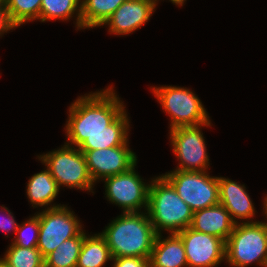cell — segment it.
I'll return each instance as SVG.
<instances>
[{
    "instance_id": "cell-19",
    "label": "cell",
    "mask_w": 267,
    "mask_h": 267,
    "mask_svg": "<svg viewBox=\"0 0 267 267\" xmlns=\"http://www.w3.org/2000/svg\"><path fill=\"white\" fill-rule=\"evenodd\" d=\"M125 0H81V29L100 27Z\"/></svg>"
},
{
    "instance_id": "cell-9",
    "label": "cell",
    "mask_w": 267,
    "mask_h": 267,
    "mask_svg": "<svg viewBox=\"0 0 267 267\" xmlns=\"http://www.w3.org/2000/svg\"><path fill=\"white\" fill-rule=\"evenodd\" d=\"M202 126H211V120L204 125L178 127L170 130V144L173 153L180 161L175 170L207 171L209 156L201 131Z\"/></svg>"
},
{
    "instance_id": "cell-18",
    "label": "cell",
    "mask_w": 267,
    "mask_h": 267,
    "mask_svg": "<svg viewBox=\"0 0 267 267\" xmlns=\"http://www.w3.org/2000/svg\"><path fill=\"white\" fill-rule=\"evenodd\" d=\"M108 261L112 256L104 237L100 233L87 236L84 232L76 267H103Z\"/></svg>"
},
{
    "instance_id": "cell-21",
    "label": "cell",
    "mask_w": 267,
    "mask_h": 267,
    "mask_svg": "<svg viewBox=\"0 0 267 267\" xmlns=\"http://www.w3.org/2000/svg\"><path fill=\"white\" fill-rule=\"evenodd\" d=\"M84 240V230L77 236L65 240L45 258V267H76Z\"/></svg>"
},
{
    "instance_id": "cell-17",
    "label": "cell",
    "mask_w": 267,
    "mask_h": 267,
    "mask_svg": "<svg viewBox=\"0 0 267 267\" xmlns=\"http://www.w3.org/2000/svg\"><path fill=\"white\" fill-rule=\"evenodd\" d=\"M59 191L60 188L56 180L52 177L47 168L30 177L26 187V194L33 208H42V206H44L45 209H50L62 206L61 204H51L58 196ZM48 205H50V207Z\"/></svg>"
},
{
    "instance_id": "cell-8",
    "label": "cell",
    "mask_w": 267,
    "mask_h": 267,
    "mask_svg": "<svg viewBox=\"0 0 267 267\" xmlns=\"http://www.w3.org/2000/svg\"><path fill=\"white\" fill-rule=\"evenodd\" d=\"M36 215L39 217V237L36 248L44 258L65 240L77 236L83 230L80 220L67 205L43 209Z\"/></svg>"
},
{
    "instance_id": "cell-31",
    "label": "cell",
    "mask_w": 267,
    "mask_h": 267,
    "mask_svg": "<svg viewBox=\"0 0 267 267\" xmlns=\"http://www.w3.org/2000/svg\"><path fill=\"white\" fill-rule=\"evenodd\" d=\"M151 1H153L157 5V2H159L160 0H151Z\"/></svg>"
},
{
    "instance_id": "cell-3",
    "label": "cell",
    "mask_w": 267,
    "mask_h": 267,
    "mask_svg": "<svg viewBox=\"0 0 267 267\" xmlns=\"http://www.w3.org/2000/svg\"><path fill=\"white\" fill-rule=\"evenodd\" d=\"M146 211L157 235L162 230L177 234L190 227L193 218V210L163 175L151 179Z\"/></svg>"
},
{
    "instance_id": "cell-24",
    "label": "cell",
    "mask_w": 267,
    "mask_h": 267,
    "mask_svg": "<svg viewBox=\"0 0 267 267\" xmlns=\"http://www.w3.org/2000/svg\"><path fill=\"white\" fill-rule=\"evenodd\" d=\"M31 233V234H30ZM15 237L10 245L23 248L37 247L39 237V217L35 214L27 221L19 224Z\"/></svg>"
},
{
    "instance_id": "cell-16",
    "label": "cell",
    "mask_w": 267,
    "mask_h": 267,
    "mask_svg": "<svg viewBox=\"0 0 267 267\" xmlns=\"http://www.w3.org/2000/svg\"><path fill=\"white\" fill-rule=\"evenodd\" d=\"M156 236L149 258L150 267H188L184 244L177 234ZM163 238V239H162Z\"/></svg>"
},
{
    "instance_id": "cell-20",
    "label": "cell",
    "mask_w": 267,
    "mask_h": 267,
    "mask_svg": "<svg viewBox=\"0 0 267 267\" xmlns=\"http://www.w3.org/2000/svg\"><path fill=\"white\" fill-rule=\"evenodd\" d=\"M76 14V17L74 16ZM75 17L77 29H81V0H42L40 22L70 20Z\"/></svg>"
},
{
    "instance_id": "cell-15",
    "label": "cell",
    "mask_w": 267,
    "mask_h": 267,
    "mask_svg": "<svg viewBox=\"0 0 267 267\" xmlns=\"http://www.w3.org/2000/svg\"><path fill=\"white\" fill-rule=\"evenodd\" d=\"M234 226L235 223L228 211L221 203H218L209 208L194 211L190 228L214 235L226 242Z\"/></svg>"
},
{
    "instance_id": "cell-13",
    "label": "cell",
    "mask_w": 267,
    "mask_h": 267,
    "mask_svg": "<svg viewBox=\"0 0 267 267\" xmlns=\"http://www.w3.org/2000/svg\"><path fill=\"white\" fill-rule=\"evenodd\" d=\"M156 6L151 0H125L102 26H109L110 34H130L150 20Z\"/></svg>"
},
{
    "instance_id": "cell-5",
    "label": "cell",
    "mask_w": 267,
    "mask_h": 267,
    "mask_svg": "<svg viewBox=\"0 0 267 267\" xmlns=\"http://www.w3.org/2000/svg\"><path fill=\"white\" fill-rule=\"evenodd\" d=\"M64 144L37 158L47 167L59 188L64 186L94 193L95 183L90 176L84 153L77 147Z\"/></svg>"
},
{
    "instance_id": "cell-12",
    "label": "cell",
    "mask_w": 267,
    "mask_h": 267,
    "mask_svg": "<svg viewBox=\"0 0 267 267\" xmlns=\"http://www.w3.org/2000/svg\"><path fill=\"white\" fill-rule=\"evenodd\" d=\"M80 151L84 153L94 183L124 173L137 163L136 154L129 149L128 145Z\"/></svg>"
},
{
    "instance_id": "cell-30",
    "label": "cell",
    "mask_w": 267,
    "mask_h": 267,
    "mask_svg": "<svg viewBox=\"0 0 267 267\" xmlns=\"http://www.w3.org/2000/svg\"><path fill=\"white\" fill-rule=\"evenodd\" d=\"M0 267H10L0 258Z\"/></svg>"
},
{
    "instance_id": "cell-22",
    "label": "cell",
    "mask_w": 267,
    "mask_h": 267,
    "mask_svg": "<svg viewBox=\"0 0 267 267\" xmlns=\"http://www.w3.org/2000/svg\"><path fill=\"white\" fill-rule=\"evenodd\" d=\"M42 0H5L11 22L16 26L33 20H40Z\"/></svg>"
},
{
    "instance_id": "cell-25",
    "label": "cell",
    "mask_w": 267,
    "mask_h": 267,
    "mask_svg": "<svg viewBox=\"0 0 267 267\" xmlns=\"http://www.w3.org/2000/svg\"><path fill=\"white\" fill-rule=\"evenodd\" d=\"M112 261V267H150L149 258L143 257H116Z\"/></svg>"
},
{
    "instance_id": "cell-7",
    "label": "cell",
    "mask_w": 267,
    "mask_h": 267,
    "mask_svg": "<svg viewBox=\"0 0 267 267\" xmlns=\"http://www.w3.org/2000/svg\"><path fill=\"white\" fill-rule=\"evenodd\" d=\"M162 175L193 212L219 203L218 177L207 171L173 170Z\"/></svg>"
},
{
    "instance_id": "cell-11",
    "label": "cell",
    "mask_w": 267,
    "mask_h": 267,
    "mask_svg": "<svg viewBox=\"0 0 267 267\" xmlns=\"http://www.w3.org/2000/svg\"><path fill=\"white\" fill-rule=\"evenodd\" d=\"M177 235L181 238L188 267H217L225 261V241L188 227Z\"/></svg>"
},
{
    "instance_id": "cell-4",
    "label": "cell",
    "mask_w": 267,
    "mask_h": 267,
    "mask_svg": "<svg viewBox=\"0 0 267 267\" xmlns=\"http://www.w3.org/2000/svg\"><path fill=\"white\" fill-rule=\"evenodd\" d=\"M225 260L232 267H267V221L235 224L225 242Z\"/></svg>"
},
{
    "instance_id": "cell-1",
    "label": "cell",
    "mask_w": 267,
    "mask_h": 267,
    "mask_svg": "<svg viewBox=\"0 0 267 267\" xmlns=\"http://www.w3.org/2000/svg\"><path fill=\"white\" fill-rule=\"evenodd\" d=\"M66 144L79 150L129 145V119L112 87L79 96L69 107Z\"/></svg>"
},
{
    "instance_id": "cell-10",
    "label": "cell",
    "mask_w": 267,
    "mask_h": 267,
    "mask_svg": "<svg viewBox=\"0 0 267 267\" xmlns=\"http://www.w3.org/2000/svg\"><path fill=\"white\" fill-rule=\"evenodd\" d=\"M128 171L104 178L105 195L112 204L123 209V213L145 211L148 206L149 186L135 171V166Z\"/></svg>"
},
{
    "instance_id": "cell-23",
    "label": "cell",
    "mask_w": 267,
    "mask_h": 267,
    "mask_svg": "<svg viewBox=\"0 0 267 267\" xmlns=\"http://www.w3.org/2000/svg\"><path fill=\"white\" fill-rule=\"evenodd\" d=\"M1 259L10 267H45L44 257L36 247L9 245Z\"/></svg>"
},
{
    "instance_id": "cell-6",
    "label": "cell",
    "mask_w": 267,
    "mask_h": 267,
    "mask_svg": "<svg viewBox=\"0 0 267 267\" xmlns=\"http://www.w3.org/2000/svg\"><path fill=\"white\" fill-rule=\"evenodd\" d=\"M151 90L171 119L170 130L204 125L210 121L204 105L189 88L162 85Z\"/></svg>"
},
{
    "instance_id": "cell-14",
    "label": "cell",
    "mask_w": 267,
    "mask_h": 267,
    "mask_svg": "<svg viewBox=\"0 0 267 267\" xmlns=\"http://www.w3.org/2000/svg\"><path fill=\"white\" fill-rule=\"evenodd\" d=\"M219 203L228 211L232 221L238 224V220H246V223L255 216V208L245 185L238 184L229 178L218 177Z\"/></svg>"
},
{
    "instance_id": "cell-27",
    "label": "cell",
    "mask_w": 267,
    "mask_h": 267,
    "mask_svg": "<svg viewBox=\"0 0 267 267\" xmlns=\"http://www.w3.org/2000/svg\"><path fill=\"white\" fill-rule=\"evenodd\" d=\"M16 26L11 22L5 2L0 1V36L4 35L10 30L15 29Z\"/></svg>"
},
{
    "instance_id": "cell-28",
    "label": "cell",
    "mask_w": 267,
    "mask_h": 267,
    "mask_svg": "<svg viewBox=\"0 0 267 267\" xmlns=\"http://www.w3.org/2000/svg\"><path fill=\"white\" fill-rule=\"evenodd\" d=\"M170 2H172L173 4L175 5H178V6H183L184 5V2L186 0H169Z\"/></svg>"
},
{
    "instance_id": "cell-29",
    "label": "cell",
    "mask_w": 267,
    "mask_h": 267,
    "mask_svg": "<svg viewBox=\"0 0 267 267\" xmlns=\"http://www.w3.org/2000/svg\"><path fill=\"white\" fill-rule=\"evenodd\" d=\"M263 212H264V216H266L267 218V196L265 197L264 201H263Z\"/></svg>"
},
{
    "instance_id": "cell-26",
    "label": "cell",
    "mask_w": 267,
    "mask_h": 267,
    "mask_svg": "<svg viewBox=\"0 0 267 267\" xmlns=\"http://www.w3.org/2000/svg\"><path fill=\"white\" fill-rule=\"evenodd\" d=\"M0 212L5 213L4 215L7 216V218L6 217H4L3 219L1 218L0 229L2 231L7 232V233H9V231L13 230L14 231L13 233L16 234V230H17L19 224L15 221L14 216L12 215V212H10V210L3 205L0 208Z\"/></svg>"
},
{
    "instance_id": "cell-2",
    "label": "cell",
    "mask_w": 267,
    "mask_h": 267,
    "mask_svg": "<svg viewBox=\"0 0 267 267\" xmlns=\"http://www.w3.org/2000/svg\"><path fill=\"white\" fill-rule=\"evenodd\" d=\"M100 234L106 240L112 258H150L157 236L146 211L123 213Z\"/></svg>"
}]
</instances>
